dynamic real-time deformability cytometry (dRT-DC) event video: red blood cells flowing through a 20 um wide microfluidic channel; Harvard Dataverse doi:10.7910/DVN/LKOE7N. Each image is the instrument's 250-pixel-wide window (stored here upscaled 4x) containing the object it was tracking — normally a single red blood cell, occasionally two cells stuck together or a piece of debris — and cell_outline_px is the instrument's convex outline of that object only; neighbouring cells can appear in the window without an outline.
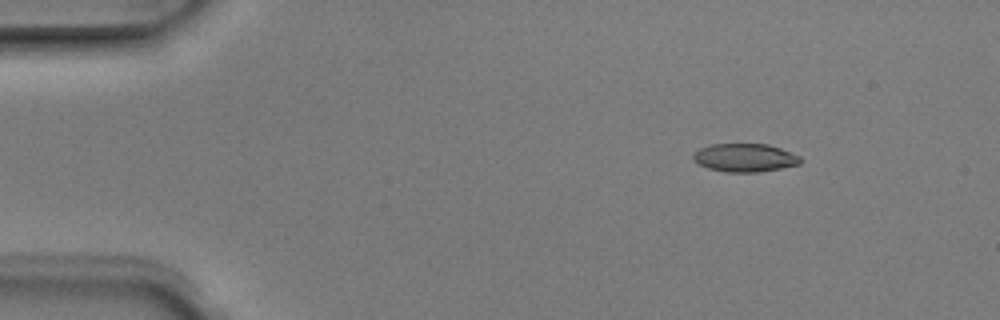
{"species": "Egyptian fruit bat (a non-hibernating species)", "species_latin": "Rousettus aegyptiacus", "temperature_condition": "room temperature", "stored_images_in_passage": 4, "camera_frame_rate_fps": 3000, "um_per_image_px": 0.085, "animal": {"sex": "male"}, "frame": {"image": 1, "passage_image": 2, "time_ms": 0.333, "image_size_px": [1000, 320], "cell_outline_px": [[800, 164], [780, 168], [756, 172], [724, 172], [708, 168], [700, 164], [692, 156], [700, 148], [712, 144], [768, 144], [780, 148], [800, 156]], "centroid_in_image_um": [63.32, 13.4], "position_along_channel_um": 21.7, "area_um2": 17.4}}